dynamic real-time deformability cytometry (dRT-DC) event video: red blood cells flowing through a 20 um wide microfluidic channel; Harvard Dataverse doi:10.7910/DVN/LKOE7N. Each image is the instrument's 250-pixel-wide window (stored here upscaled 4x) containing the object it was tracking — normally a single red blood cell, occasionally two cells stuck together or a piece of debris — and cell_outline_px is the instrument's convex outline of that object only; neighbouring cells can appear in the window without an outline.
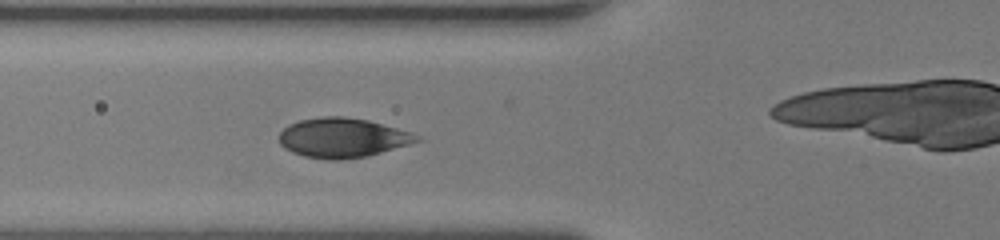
{"species": "human", "species_latin": "Homo sapiens", "temperature_condition": "room temperature", "stored_images_in_passage": 44, "camera_frame_rate_fps": 3000, "um_per_image_px": 0.085, "donor": {"sex": "female"}, "frame": {"image": 1, "passage_image": 14, "time_ms": 4.333, "image_size_px": [1000, 240], "cell_outline_px": [[424, 140], [380, 152], [364, 156], [340, 160], [328, 160], [304, 156], [292, 152], [284, 148], [280, 144], [280, 132], [288, 124], [300, 120], [324, 116], [344, 116], [368, 120], [412, 132], [420, 136]], "centroid_in_image_um": [29.11, 11.7], "position_along_channel_um": 96.7, "area_um2": 31.67}}
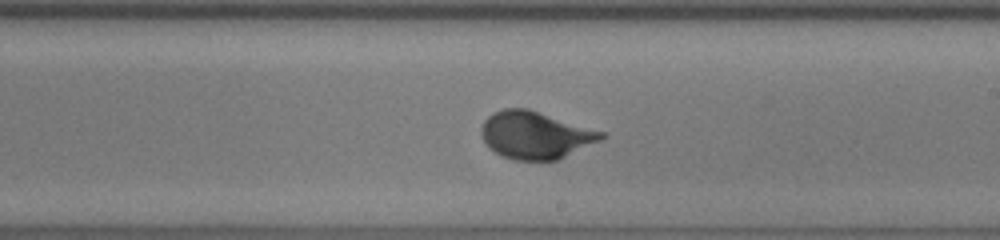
{"frame": {"image": 2, "passage_image": 24, "time_ms": 7.667, "image_size_px": [1000, 240], "cell_outline_px": [[608, 136], [560, 160], [516, 160], [504, 156], [488, 148], [480, 132], [480, 128], [484, 120], [492, 112], [504, 108], [528, 108], [604, 132]], "centroid_in_image_um": [45.5, 11.48], "position_along_channel_um": 243.5, "area_um2": 33.23}}
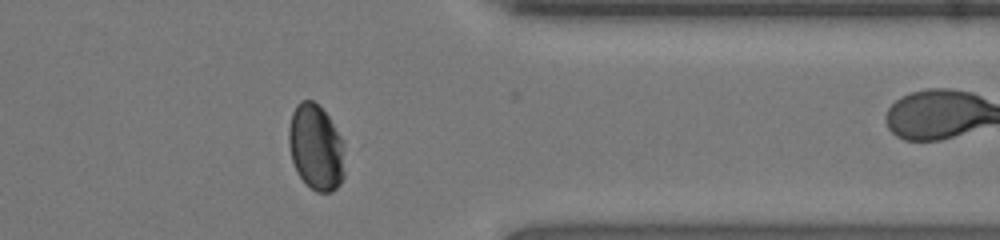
{"frame": {"image": 3, "passage_image": 34, "time_ms": 11.0, "image_size_px": [1000, 240], "cell_outline_px": [[344, 176], [340, 184], [332, 192], [316, 192], [304, 184], [296, 172], [292, 160], [288, 144], [288, 128], [292, 112], [296, 104], [300, 100], [312, 100], [328, 116], [344, 140]], "centroid_in_image_um": [26.85, 12.55], "position_along_channel_um": 384.6, "area_um2": 28.55}, "authors_computed_cell_mechanics": {"area_um2": 31.3854, "velocity_mm_per_s": 4.424, "shape_relaxation_time_tau1_ms": 3.051, "shape_relaxation_time_tau2_ms": null, "deformation_change_tau1": 0.1394, "deformation_change_tau2": null}}